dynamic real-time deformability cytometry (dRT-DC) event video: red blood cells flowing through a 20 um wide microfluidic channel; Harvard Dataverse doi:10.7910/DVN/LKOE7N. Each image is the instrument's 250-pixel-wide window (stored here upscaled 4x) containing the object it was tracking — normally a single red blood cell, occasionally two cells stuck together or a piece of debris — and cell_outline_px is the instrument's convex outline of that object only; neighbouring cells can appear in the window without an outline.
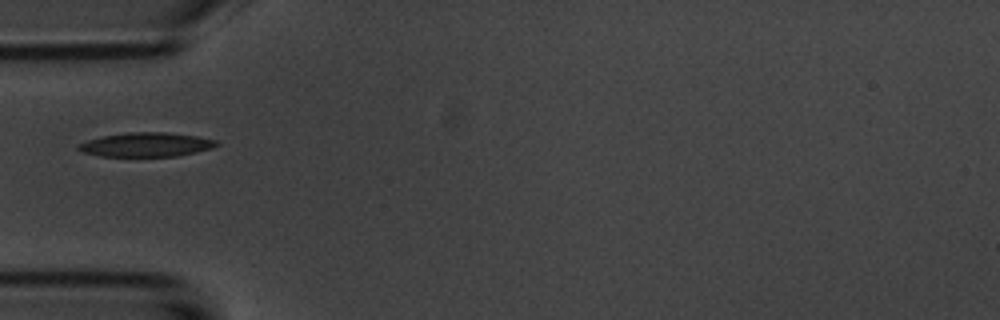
{"species": "common noctule bat (a hibernating species)", "species_latin": "Nyctalus noctula", "temperature_condition": "room temperature", "stored_images_in_passage": 1, "camera_frame_rate_fps": 3000, "um_per_image_px": 0.085, "animal": {"sex": "male", "body_mass_g": 20.1, "forearm_length_mm": 53.5}, "frame": {"image": 1, "passage_image": 1, "time_ms": 0.0, "image_size_px": [1000, 320], "cell_outline_px": [[220, 144], [212, 148], [196, 152], [176, 156], [100, 156], [84, 152], [76, 148], [76, 144], [88, 140], [104, 136], [128, 132], [168, 132], [196, 136], [216, 140]], "centroid_in_image_um": [12.43, 12.29], "position_along_channel_um": 72.6, "area_um2": 19.36}}